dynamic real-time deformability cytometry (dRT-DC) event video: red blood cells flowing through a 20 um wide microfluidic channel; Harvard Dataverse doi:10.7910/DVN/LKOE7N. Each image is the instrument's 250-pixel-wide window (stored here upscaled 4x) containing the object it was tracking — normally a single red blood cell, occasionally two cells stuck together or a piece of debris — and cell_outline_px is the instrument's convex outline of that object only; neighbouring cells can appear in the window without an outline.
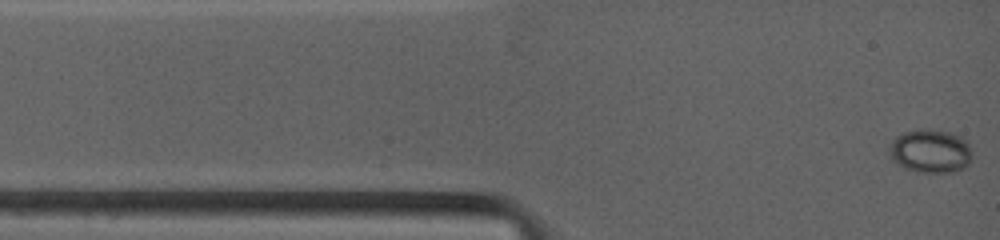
{"species": "common noctule bat (a hibernating species)", "species_latin": "Nyctalus noctula", "temperature_condition": "warm", "stored_images_in_passage": 43, "camera_frame_rate_fps": 4500, "um_per_image_px": 0.085, "animal": {"sex": "female", "body_mass_g": 19.0, "forearm_length_mm": 53.3}, "frame": {"image": 1, "passage_image": 1, "time_ms": 0.0, "image_size_px": [1000, 240], "cell_outline_px": [[972, 156], [968, 164], [964, 168], [952, 172], [916, 172], [904, 168], [896, 164], [892, 160], [888, 148], [892, 140], [896, 136], [904, 132], [924, 128], [928, 128], [948, 132], [960, 136], [968, 140], [972, 152]], "centroid_in_image_um": [79.08, 12.84], "position_along_channel_um": 5.9, "area_um2": 21.39}}
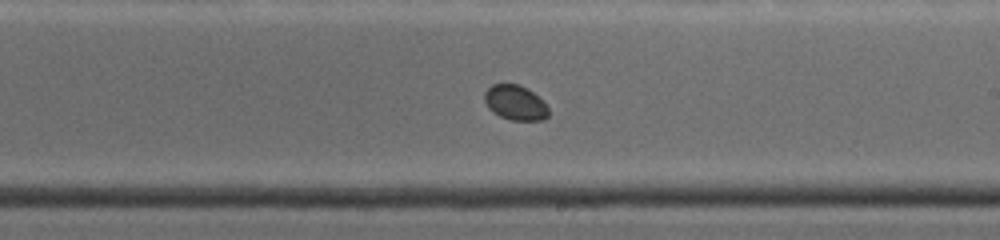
{"frame": {"image": 2, "passage_image": 19, "time_ms": 7.333, "image_size_px": [1000, 240], "cell_outline_px": [[548, 116], [544, 120], [512, 120], [500, 116], [492, 112], [488, 108], [484, 100], [484, 92], [492, 84], [520, 84], [532, 92], [548, 108]], "centroid_in_image_um": [43.76, 8.73], "position_along_channel_um": 245.2, "area_um2": 12.89}}
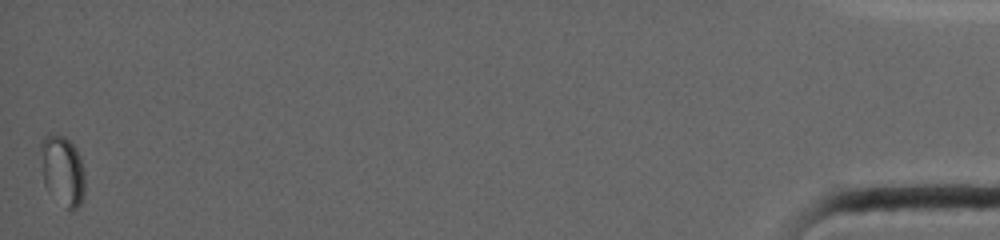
{"frame": {"image": 3, "passage_image": 43, "time_ms": 16.222, "image_size_px": [1000, 240], "cell_outline_px": [[84, 200], [72, 212], [44, 184], [40, 148], [40, 140], [44, 136], [52, 132], [64, 136], [76, 148], [80, 156], [84, 172]], "centroid_in_image_um": [5.33, 14.43], "position_along_channel_um": 429.9, "area_um2": 17.92}}